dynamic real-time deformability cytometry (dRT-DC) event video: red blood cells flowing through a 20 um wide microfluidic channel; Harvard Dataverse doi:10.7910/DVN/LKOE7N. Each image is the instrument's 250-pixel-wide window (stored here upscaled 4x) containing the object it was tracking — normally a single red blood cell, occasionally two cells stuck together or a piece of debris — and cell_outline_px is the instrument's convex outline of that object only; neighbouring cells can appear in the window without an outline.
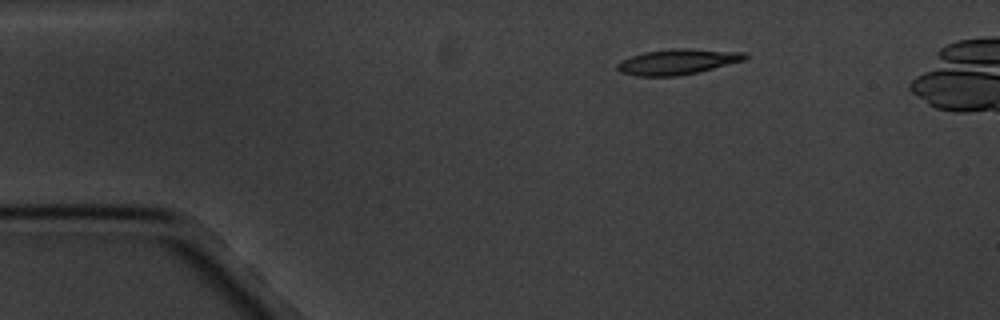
{"species": "common noctule bat (a hibernating species)", "species_latin": "Nyctalus noctula", "temperature_condition": "cold", "stored_images_in_passage": 3, "camera_frame_rate_fps": 3000, "um_per_image_px": 0.085, "animal": {"sex": "male", "body_mass_g": 20.1, "forearm_length_mm": 53.5}, "frame": {"image": 1, "passage_image": 1, "time_ms": 0.0, "image_size_px": [1000, 320], "cell_outline_px": [[748, 56], [744, 60], [696, 72], [676, 76], [636, 76], [620, 72], [616, 68], [616, 64], [632, 56], [644, 52], [672, 48], [692, 48], [748, 52]], "centroid_in_image_um": [57.6, 5.23], "position_along_channel_um": 27.4, "area_um2": 18.9}}